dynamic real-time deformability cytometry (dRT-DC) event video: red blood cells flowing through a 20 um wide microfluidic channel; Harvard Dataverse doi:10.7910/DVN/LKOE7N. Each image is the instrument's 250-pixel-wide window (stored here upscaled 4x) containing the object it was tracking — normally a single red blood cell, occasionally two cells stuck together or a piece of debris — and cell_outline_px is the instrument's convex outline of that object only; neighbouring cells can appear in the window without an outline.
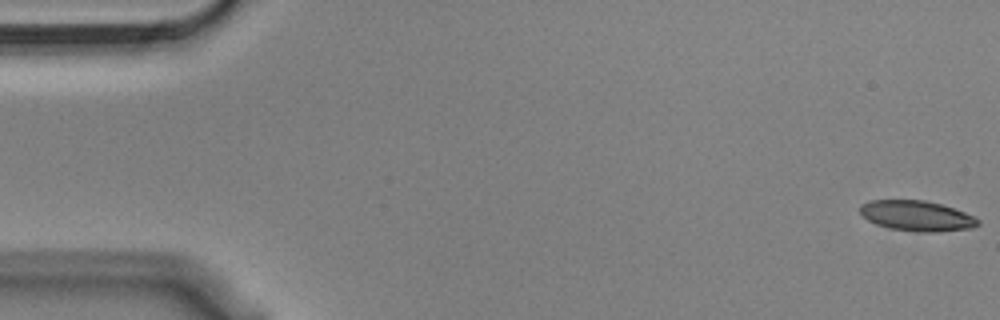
{"species": "Egyptian fruit bat (a non-hibernating species)", "species_latin": "Rousettus aegyptiacus", "temperature_condition": "cold", "stored_images_in_passage": 55, "camera_frame_rate_fps": 3000, "um_per_image_px": 0.085, "animal": {"sex": "male"}, "frame": {"image": 1, "passage_image": 1, "time_ms": 0.0, "image_size_px": [1000, 320], "cell_outline_px": [[980, 224], [972, 228], [936, 232], [916, 232], [888, 228], [876, 224], [868, 220], [860, 212], [860, 204], [868, 200], [924, 200], [940, 204], [976, 216], [980, 220]], "centroid_in_image_um": [77.93, 18.35], "position_along_channel_um": 7.1, "area_um2": 20.98}}
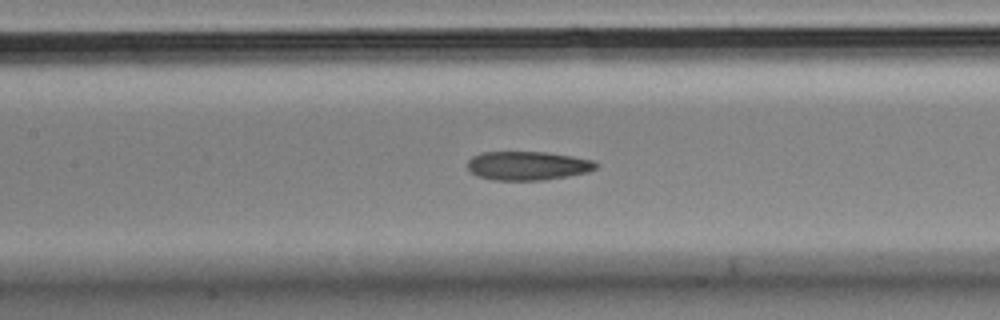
{"frame": {"image": 2, "passage_image": 25, "time_ms": 8.0, "image_size_px": [1000, 320], "cell_outline_px": [[596, 168], [588, 172], [568, 176], [544, 180], [492, 180], [476, 176], [468, 168], [468, 160], [472, 156], [480, 152], [544, 152], [572, 156], [592, 160], [596, 164]], "centroid_in_image_um": [44.81, 14.09], "position_along_channel_um": 162.6, "area_um2": 21.56}}
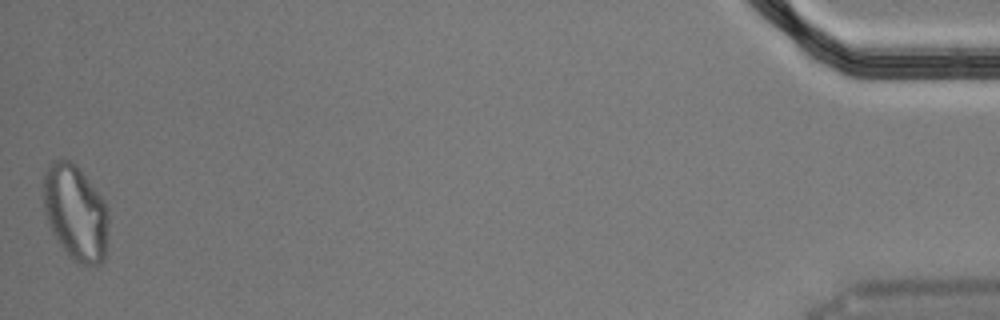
{"frame": {"image": 3, "passage_image": 55, "time_ms": 18.0, "image_size_px": [1000, 320], "cell_outline_px": [[108, 232], [104, 260], [100, 264], [76, 264], [68, 256], [52, 232], [48, 224], [44, 212], [44, 172], [48, 164], [52, 160], [68, 160], [76, 164], [80, 168], [104, 200], [108, 208]], "centroid_in_image_um": [6.42, 18.07], "position_along_channel_um": 428.8, "area_um2": 36.59}, "authors_computed_cell_mechanics": {"area_um2": 22.5998, "velocity_mm_per_s": 3.6171, "shape_relaxation_time_tau1_ms": null, "shape_relaxation_time_tau2_ms": 3.3356, "deformation_change_tau1": null, "deformation_change_tau2": 0.092}}